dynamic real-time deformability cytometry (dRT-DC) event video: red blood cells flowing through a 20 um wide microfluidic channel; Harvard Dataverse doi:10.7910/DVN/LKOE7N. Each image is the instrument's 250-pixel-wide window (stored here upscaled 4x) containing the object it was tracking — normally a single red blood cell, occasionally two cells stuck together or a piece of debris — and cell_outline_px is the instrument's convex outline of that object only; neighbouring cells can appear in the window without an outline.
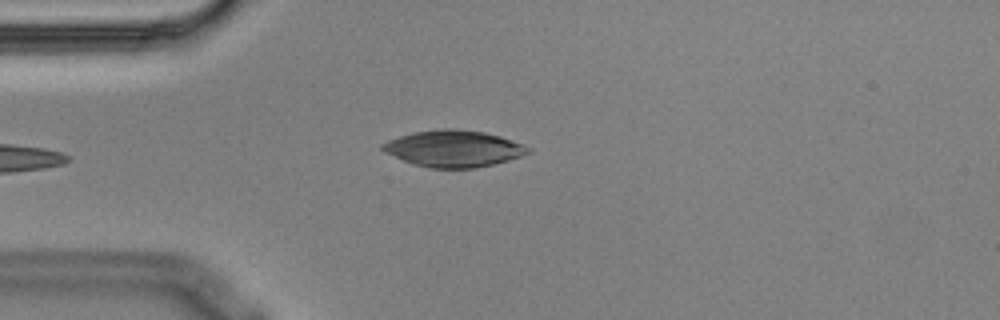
{"species": "Egyptian fruit bat (a non-hibernating species)", "species_latin": "Rousettus aegyptiacus", "temperature_condition": "cold", "stored_images_in_passage": 5, "camera_frame_rate_fps": 3000, "um_per_image_px": 0.085, "animal": {"sex": "male"}, "frame": {"image": 1, "passage_image": 5, "time_ms": 1.333, "image_size_px": [1000, 320], "cell_outline_px": [[532, 152], [508, 160], [476, 168], [428, 168], [412, 164], [384, 152], [380, 148], [380, 144], [388, 140], [412, 132], [444, 128], [456, 128], [484, 132], [500, 136], [524, 144], [532, 148]], "centroid_in_image_um": [38.55, 12.62], "position_along_channel_um": 46.4, "area_um2": 31.27}}